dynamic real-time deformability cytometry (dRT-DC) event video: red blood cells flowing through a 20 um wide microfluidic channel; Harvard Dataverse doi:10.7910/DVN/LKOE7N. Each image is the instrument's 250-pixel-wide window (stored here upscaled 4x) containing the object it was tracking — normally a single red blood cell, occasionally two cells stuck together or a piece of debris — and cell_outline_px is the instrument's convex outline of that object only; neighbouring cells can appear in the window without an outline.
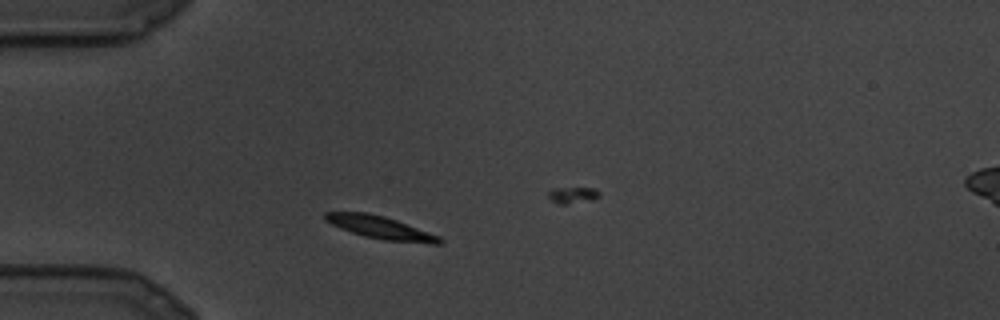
{"species": "common noctule bat (a hibernating species)", "species_latin": "Nyctalus noctula", "temperature_condition": "cold", "stored_images_in_passage": 7, "camera_frame_rate_fps": 3000, "um_per_image_px": 0.085, "animal": {"sex": "male", "body_mass_g": 19.5, "forearm_length_mm": 54.6}, "frame": {"image": 1, "passage_image": 4, "time_ms": 1.0, "image_size_px": [1000, 320], "cell_outline_px": [[444, 240], [440, 244], [432, 244], [384, 240], [364, 236], [340, 228], [324, 220], [324, 212], [368, 212], [384, 216], [396, 220], [440, 236]], "centroid_in_image_um": [32.35, 19.34], "position_along_channel_um": 52.6, "area_um2": 15.14}}